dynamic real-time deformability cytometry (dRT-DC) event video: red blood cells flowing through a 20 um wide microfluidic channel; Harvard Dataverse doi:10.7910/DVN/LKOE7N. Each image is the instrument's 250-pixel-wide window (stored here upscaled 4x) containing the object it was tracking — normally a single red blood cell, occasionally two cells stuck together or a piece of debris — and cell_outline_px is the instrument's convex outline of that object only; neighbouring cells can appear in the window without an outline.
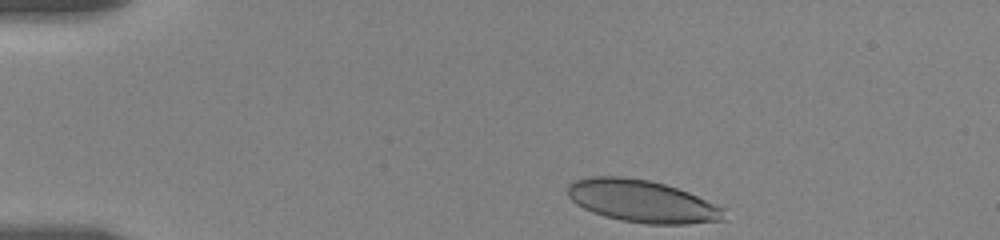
{"species": "human", "species_latin": "Homo sapiens", "temperature_condition": "room temperature", "stored_images_in_passage": 33, "camera_frame_rate_fps": 3000, "um_per_image_px": 0.085, "donor": {"sex": "female"}, "frame": {"image": 1, "passage_image": 1, "time_ms": 0.0, "image_size_px": [1000, 240], "cell_outline_px": [[728, 220], [684, 224], [648, 224], [620, 220], [604, 216], [592, 212], [576, 204], [568, 196], [568, 184], [576, 180], [592, 176], [620, 176], [648, 180], [664, 184], [688, 192], [724, 208]], "centroid_in_image_um": [54.59, 17.11], "position_along_channel_um": 30.4, "area_um2": 38.55}}
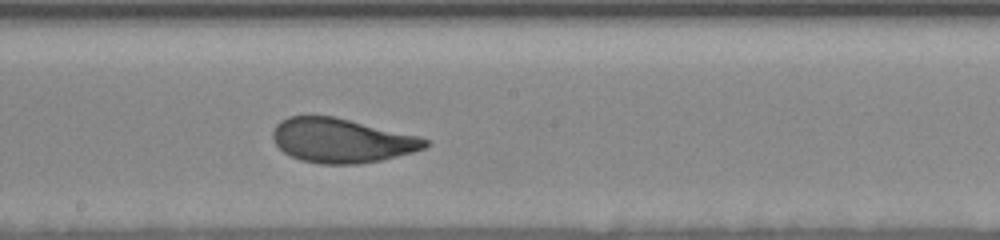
{"frame": {"image": 2, "passage_image": 19, "time_ms": 7.333, "image_size_px": [1000, 240], "cell_outline_px": [[432, 144], [424, 148], [412, 152], [380, 160], [360, 164], [320, 164], [300, 160], [284, 152], [272, 140], [272, 132], [276, 124], [280, 120], [288, 116], [336, 116], [420, 136], [428, 140]], "centroid_in_image_um": [29.04, 11.93], "position_along_channel_um": 219.2, "area_um2": 39.59}}
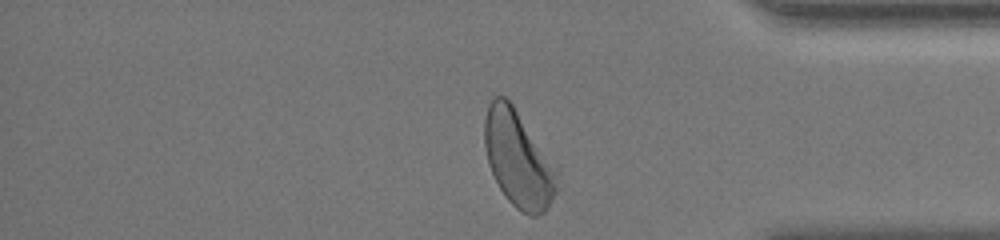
{"frame": {"image": 3, "passage_image": 33, "time_ms": 12.667, "image_size_px": [1000, 240], "cell_outline_px": [[556, 192], [548, 208], [544, 212], [536, 216], [528, 216], [520, 212], [508, 200], [500, 188], [488, 164], [484, 144], [484, 120], [488, 104], [496, 96], [504, 96], [512, 104], [556, 172]], "centroid_in_image_um": [43.99, 13.57], "position_along_channel_um": 391.2, "area_um2": 39.42}, "authors_computed_cell_mechanics": {"area_um2": 39.4196, "velocity_mm_per_s": 3.4854, "shape_relaxation_time_tau1_ms": 3.4786, "shape_relaxation_time_tau2_ms": null, "deformation_change_tau1": 0.1347, "deformation_change_tau2": null}}